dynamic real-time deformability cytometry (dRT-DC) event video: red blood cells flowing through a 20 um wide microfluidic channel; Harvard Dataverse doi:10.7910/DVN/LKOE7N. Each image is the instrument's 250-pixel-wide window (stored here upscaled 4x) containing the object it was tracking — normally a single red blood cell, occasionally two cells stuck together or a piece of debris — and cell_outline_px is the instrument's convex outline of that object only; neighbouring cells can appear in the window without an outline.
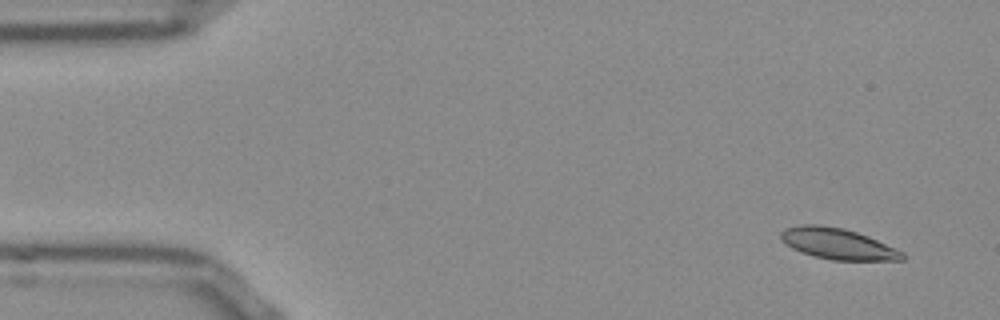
{"species": "Egyptian fruit bat (a non-hibernating species)", "species_latin": "Rousettus aegyptiacus", "temperature_condition": "room temperature", "stored_images_in_passage": 50, "camera_frame_rate_fps": 3000, "um_per_image_px": 0.085, "frame": {"image": 1, "passage_image": 1, "time_ms": 0.0, "image_size_px": [1000, 320], "cell_outline_px": [[904, 260], [832, 260], [800, 252], [792, 248], [780, 240], [780, 232], [784, 228], [800, 224], [820, 224], [844, 228], [868, 236], [896, 248], [904, 252]], "centroid_in_image_um": [71.18, 20.7], "position_along_channel_um": 13.8, "area_um2": 22.08}}
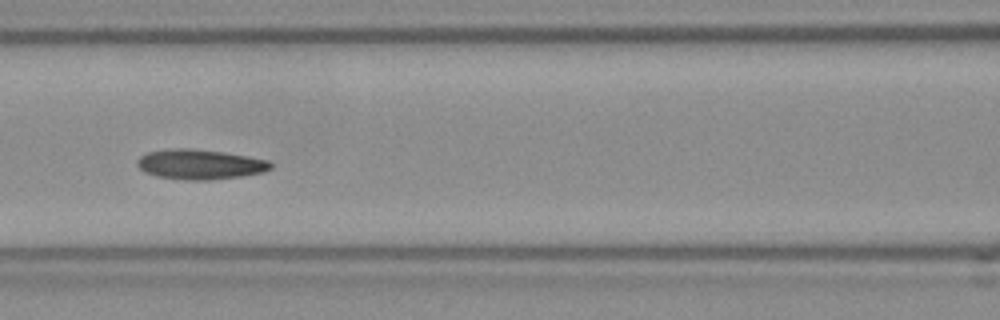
{"frame": {"image": 2, "passage_image": 20, "time_ms": 6.333, "image_size_px": [1000, 320], "cell_outline_px": [[272, 168], [264, 172], [244, 176], [208, 180], [188, 180], [156, 176], [144, 172], [136, 164], [136, 160], [140, 156], [148, 152], [176, 148], [192, 148], [224, 152], [268, 160], [272, 164]], "centroid_in_image_um": [17.0, 13.97], "position_along_channel_um": 149.6, "area_um2": 23.35}}
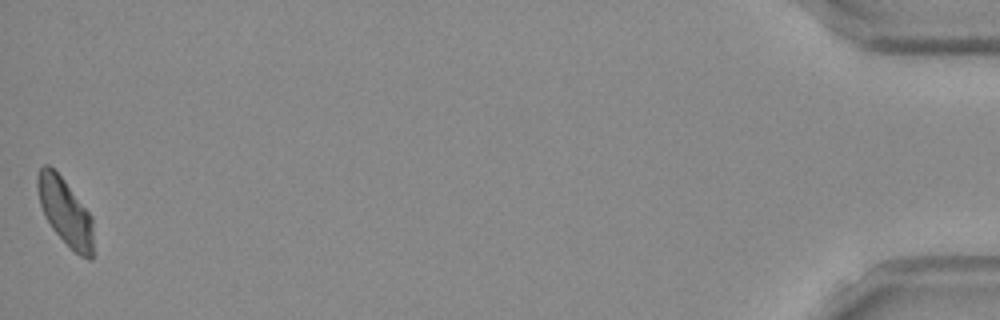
{"frame": {"image": 3, "passage_image": 50, "time_ms": 16.333, "image_size_px": [1000, 320], "cell_outline_px": [[92, 260], [88, 260], [80, 256], [52, 228], [44, 216], [40, 204], [36, 188], [36, 176], [40, 168], [44, 164], [48, 164], [64, 180], [92, 216]], "centroid_in_image_um": [5.51, 17.97], "position_along_channel_um": 429.7, "area_um2": 21.5}}